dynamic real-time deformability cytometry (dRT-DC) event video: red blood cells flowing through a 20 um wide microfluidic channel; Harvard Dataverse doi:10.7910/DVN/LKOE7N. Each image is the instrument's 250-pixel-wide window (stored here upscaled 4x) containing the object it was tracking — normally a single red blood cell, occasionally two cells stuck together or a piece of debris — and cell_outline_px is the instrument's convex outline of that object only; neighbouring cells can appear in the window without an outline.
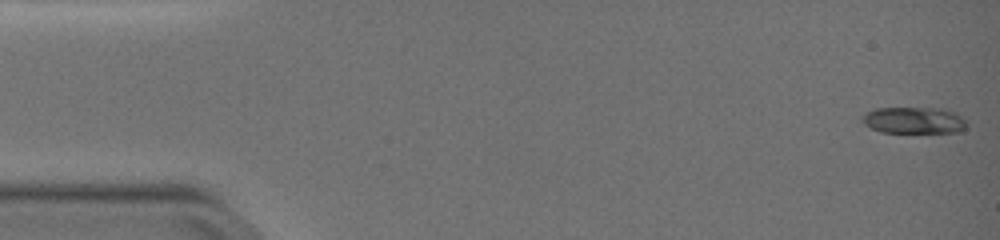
{"species": "common noctule bat (a hibernating species)", "species_latin": "Nyctalus noctula", "temperature_condition": "warm", "stored_images_in_passage": 52, "camera_frame_rate_fps": 3000, "um_per_image_px": 0.085, "animal": {"sex": "female", "body_mass_g": 19.0, "forearm_length_mm": 51.5}, "frame": {"image": 1, "passage_image": 1, "time_ms": 0.0, "image_size_px": [1000, 240], "cell_outline_px": [[968, 124], [960, 132], [880, 132], [864, 124], [860, 120], [868, 112], [876, 108], [940, 108], [956, 112]], "centroid_in_image_um": [77.7, 10.22], "position_along_channel_um": 7.3, "area_um2": 16.07}}
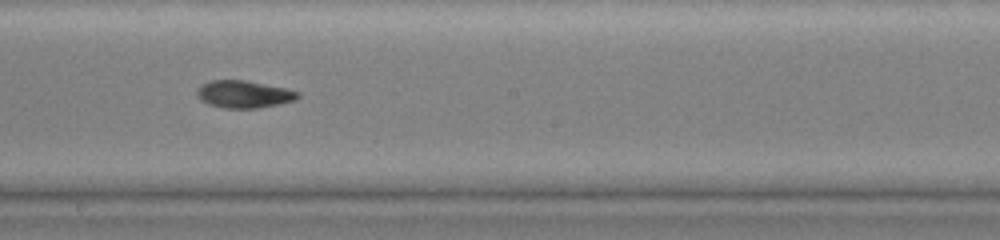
{"frame": {"image": 2, "passage_image": 30, "time_ms": 9.667, "image_size_px": [1000, 240], "cell_outline_px": [[300, 96], [296, 100], [256, 108], [224, 108], [208, 104], [200, 100], [196, 96], [196, 92], [204, 84], [212, 80], [248, 80], [288, 88], [300, 92]], "centroid_in_image_um": [20.76, 8.0], "position_along_channel_um": 227.4, "area_um2": 16.13}}
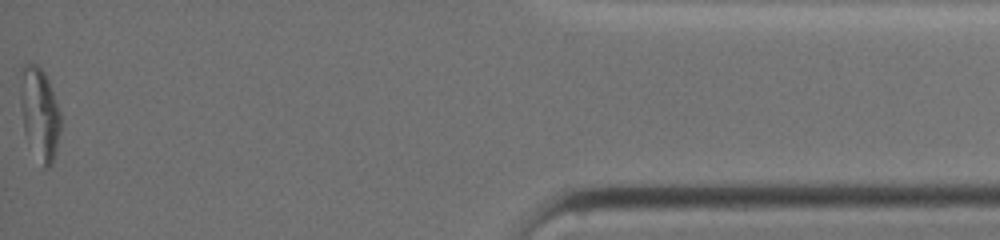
{"frame": {"image": 3, "passage_image": 52, "time_ms": 17.0, "image_size_px": [1000, 240], "cell_outline_px": [[60, 128], [56, 148], [52, 164], [48, 168], [44, 168], [24, 132], [20, 100], [20, 96], [24, 64], [36, 64], [44, 72], [48, 80], [60, 112]], "centroid_in_image_um": [3.38, 9.66], "position_along_channel_um": 431.8, "area_um2": 20.87}, "authors_computed_cell_mechanics": {"area_um2": 16.2996, "velocity_mm_per_s": 3.7566, "shape_relaxation_time_tau1_ms": null, "shape_relaxation_time_tau2_ms": 3.8219, "deformation_change_tau1": null, "deformation_change_tau2": 0.082}}